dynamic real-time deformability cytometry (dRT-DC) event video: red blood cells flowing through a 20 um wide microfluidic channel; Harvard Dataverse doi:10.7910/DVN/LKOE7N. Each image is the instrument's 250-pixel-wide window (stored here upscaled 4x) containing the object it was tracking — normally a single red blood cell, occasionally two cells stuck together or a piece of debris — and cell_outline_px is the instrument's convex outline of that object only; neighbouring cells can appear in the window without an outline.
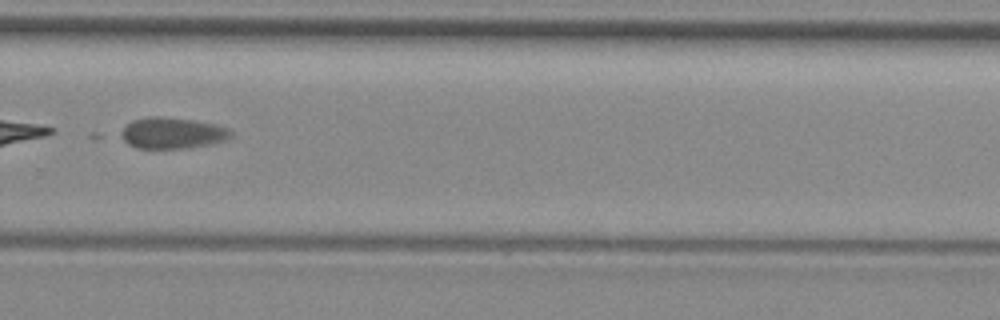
{"species": "common noctule bat (a hibernating species)", "species_latin": "Nyctalus noctula", "temperature_condition": "room temperature", "stored_images_in_passage": 29, "camera_frame_rate_fps": 3000, "um_per_image_px": 0.085, "animal": {"sex": "female", "body_mass_g": 29.2, "forearm_length_mm": 56.3}, "frame": {"image": 1, "passage_image": 23, "time_ms": 7.333, "image_size_px": [1000, 320], "cell_outline_px": [[232, 136], [220, 140], [188, 148], [136, 148], [128, 144], [124, 140], [120, 132], [124, 124], [132, 120], [152, 116], [160, 116], [192, 120], [212, 124], [228, 128], [232, 132]], "centroid_in_image_um": [14.55, 11.29], "position_along_channel_um": 315.3, "area_um2": 19.59}, "authors_computed_cell_mechanics": {"area_um2": 20.808, "velocity_mm_per_s": 3.8767, "shape_relaxation_time_tau1_ms": 8.8117, "shape_relaxation_time_tau2_ms": null, "deformation_change_tau1": 0.4971, "deformation_change_tau2": null}}